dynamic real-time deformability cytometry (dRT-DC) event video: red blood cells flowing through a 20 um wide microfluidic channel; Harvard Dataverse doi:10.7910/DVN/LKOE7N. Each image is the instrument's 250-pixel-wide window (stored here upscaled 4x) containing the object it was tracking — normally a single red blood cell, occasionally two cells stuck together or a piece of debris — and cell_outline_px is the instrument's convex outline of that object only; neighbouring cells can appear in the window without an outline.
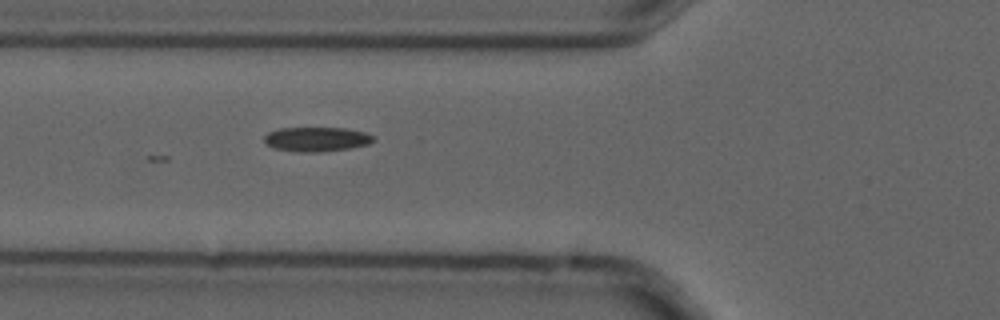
{"species": "common noctule bat (a hibernating species)", "species_latin": "Nyctalus noctula", "temperature_condition": "cold", "stored_images_in_passage": 4, "camera_frame_rate_fps": 3000, "um_per_image_px": 0.085, "animal": {"sex": "male", "forearm_length_mm": 52.5}, "frame": {"image": 1, "passage_image": 4, "time_ms": 1.0, "image_size_px": [1000, 320], "cell_outline_px": [[376, 140], [368, 144], [348, 148], [320, 152], [296, 152], [276, 148], [268, 144], [264, 140], [264, 136], [268, 132], [280, 128], [344, 128], [364, 132], [372, 136]], "centroid_in_image_um": [26.9, 11.83], "position_along_channel_um": 98.9, "area_um2": 15.37}}